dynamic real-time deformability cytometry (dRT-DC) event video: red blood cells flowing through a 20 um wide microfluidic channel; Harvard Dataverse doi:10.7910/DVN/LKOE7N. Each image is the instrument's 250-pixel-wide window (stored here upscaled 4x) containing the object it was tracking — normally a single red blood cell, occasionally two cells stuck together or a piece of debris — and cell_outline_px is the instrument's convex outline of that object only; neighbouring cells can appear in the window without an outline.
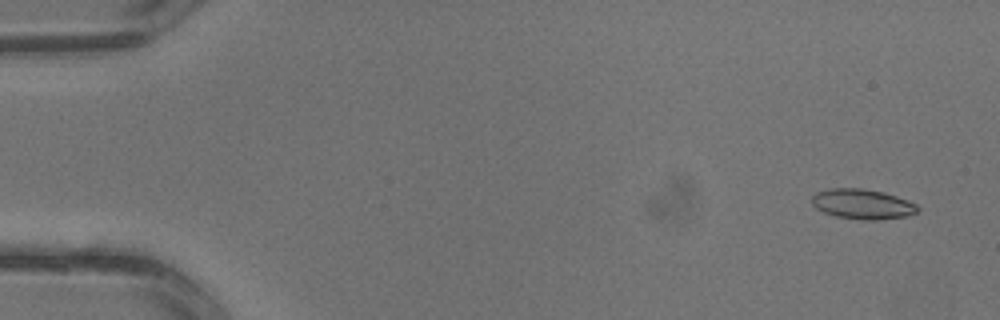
{"species": "common noctule bat (a hibernating species)", "species_latin": "Nyctalus noctula", "temperature_condition": "warm", "stored_images_in_passage": 4, "segment_of_instrument_passage": [1, 2], "camera_frame_rate_fps": 3000, "um_per_image_px": 0.085, "animal": {"sex": "male", "body_mass_g": 13.3}, "frame": {"image": 1, "passage_image": 1, "time_ms": 0.0, "image_size_px": [1000, 320], "cell_outline_px": [[920, 208], [916, 212], [908, 216], [880, 220], [864, 220], [836, 216], [824, 212], [816, 208], [812, 204], [812, 196], [816, 192], [828, 188], [860, 188], [884, 192], [908, 200], [916, 204]], "centroid_in_image_um": [73.32, 17.34], "position_along_channel_um": 11.7, "area_um2": 18.61}}
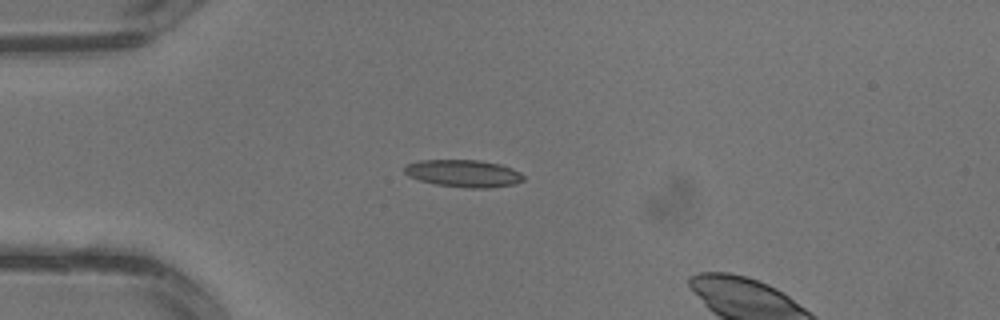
{"frame": {"image": 2, "passage_image": 3, "time_ms": 0.667, "image_size_px": [1000, 320], "cell_outline_px": [[524, 180], [516, 184], [492, 188], [468, 188], [436, 184], [420, 180], [408, 176], [404, 172], [404, 168], [408, 164], [420, 160], [480, 160], [500, 164], [512, 168], [520, 172], [524, 176]], "centroid_in_image_um": [39.44, 14.74], "position_along_channel_um": 45.6, "area_um2": 19.02}}